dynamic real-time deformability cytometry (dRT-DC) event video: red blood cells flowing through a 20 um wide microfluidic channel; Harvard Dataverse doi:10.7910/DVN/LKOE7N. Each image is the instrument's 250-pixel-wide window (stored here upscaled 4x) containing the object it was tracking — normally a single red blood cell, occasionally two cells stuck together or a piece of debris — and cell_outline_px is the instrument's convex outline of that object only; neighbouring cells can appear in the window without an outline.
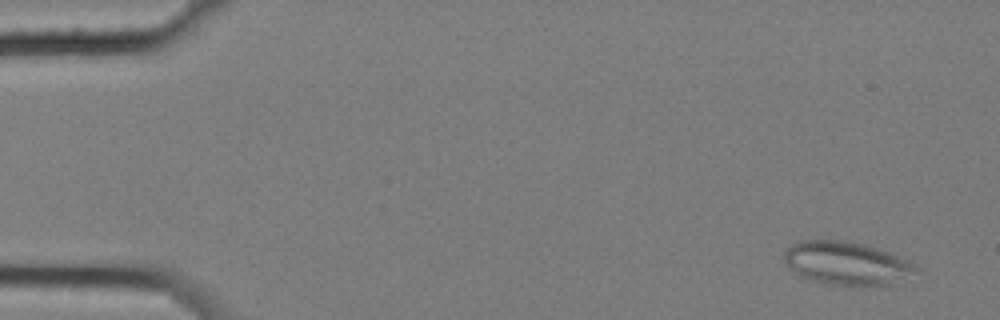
{"species": "common noctule bat (a hibernating species)", "species_latin": "Nyctalus noctula", "temperature_condition": "cold", "stored_images_in_passage": 5, "camera_frame_rate_fps": 3000, "um_per_image_px": 0.085, "animal": {"sex": "female", "body_mass_g": 25.1}, "frame": {"image": 1, "passage_image": 1, "time_ms": 0.0, "image_size_px": [1000, 320], "cell_outline_px": [[920, 272], [892, 284], [856, 288], [852, 288], [820, 284], [800, 276], [784, 260], [784, 252], [796, 240], [848, 240], [880, 248], [916, 264]], "centroid_in_image_um": [72.0, 22.41], "position_along_channel_um": 13.0, "area_um2": 34.28}}